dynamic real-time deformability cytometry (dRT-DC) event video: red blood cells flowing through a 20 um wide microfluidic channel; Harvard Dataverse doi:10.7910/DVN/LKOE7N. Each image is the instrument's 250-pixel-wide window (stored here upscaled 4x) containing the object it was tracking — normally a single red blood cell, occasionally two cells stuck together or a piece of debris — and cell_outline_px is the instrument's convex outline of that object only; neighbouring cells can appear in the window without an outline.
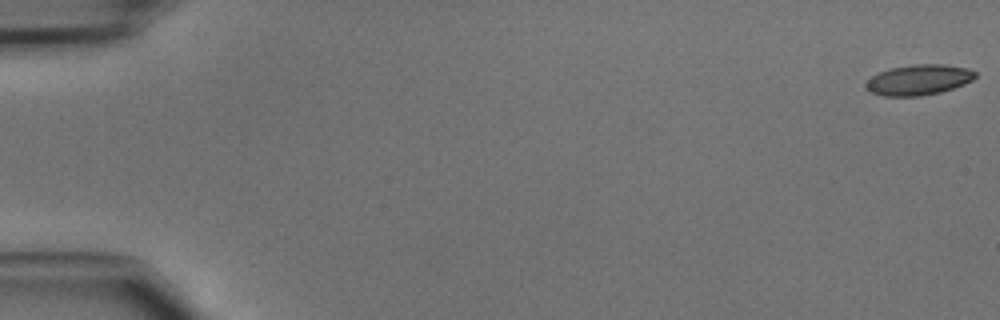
{"species": "common noctule bat (a hibernating species)", "species_latin": "Nyctalus noctula", "temperature_condition": "cold", "stored_images_in_passage": 48, "camera_frame_rate_fps": 3000, "um_per_image_px": 0.085, "animal": {"sex": "male", "body_mass_g": 15.6}, "frame": {"image": 1, "passage_image": 1, "time_ms": 0.0, "image_size_px": [1000, 320], "cell_outline_px": [[976, 76], [972, 80], [964, 84], [940, 92], [920, 96], [884, 96], [872, 92], [864, 88], [864, 84], [872, 76], [888, 68], [912, 64], [944, 64], [968, 68], [976, 72]], "centroid_in_image_um": [78.07, 6.78], "position_along_channel_um": 6.9, "area_um2": 19.48}}
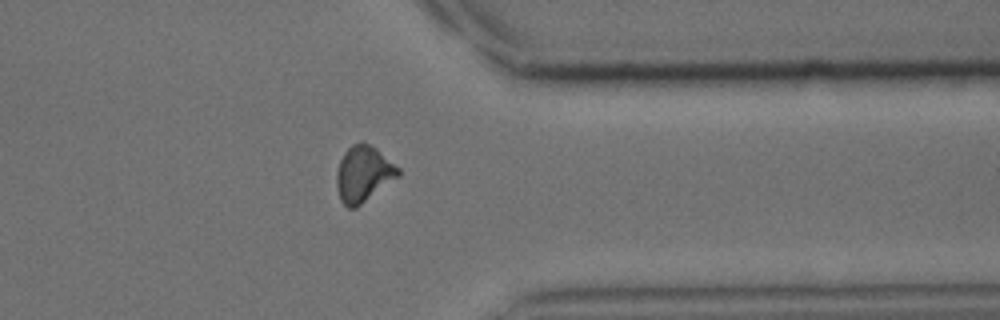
{"frame": {"image": 2, "passage_image": 38, "time_ms": 12.333, "image_size_px": [1000, 320], "cell_outline_px": [[400, 176], [356, 208], [348, 208], [340, 200], [336, 188], [336, 172], [340, 160], [344, 152], [352, 144], [360, 140], [372, 144], [400, 168]], "centroid_in_image_um": [30.89, 14.76], "position_along_channel_um": 380.5, "area_um2": 20.52}}
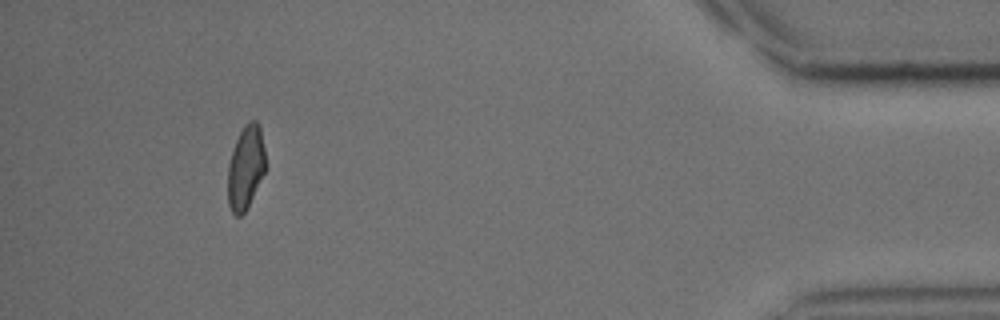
{"frame": {"image": 3, "passage_image": 44, "time_ms": 14.333, "image_size_px": [1000, 320], "cell_outline_px": [[268, 168], [244, 212], [240, 216], [236, 216], [232, 212], [228, 204], [228, 164], [236, 140], [244, 124], [248, 120], [256, 120], [260, 124]], "centroid_in_image_um": [20.92, 14.19], "position_along_channel_um": 414.3, "area_um2": 18.73}}